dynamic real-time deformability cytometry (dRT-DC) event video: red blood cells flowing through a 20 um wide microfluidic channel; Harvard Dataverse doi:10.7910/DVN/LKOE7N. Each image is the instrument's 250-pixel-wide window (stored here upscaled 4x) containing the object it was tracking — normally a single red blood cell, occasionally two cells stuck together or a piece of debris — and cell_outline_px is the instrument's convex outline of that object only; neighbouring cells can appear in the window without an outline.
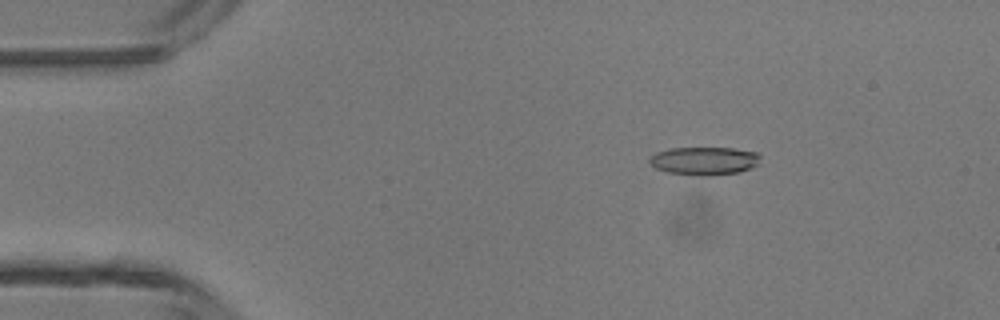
{"species": "common noctule bat (a hibernating species)", "species_latin": "Nyctalus noctula", "temperature_condition": "room temperature", "stored_images_in_passage": 48, "camera_frame_rate_fps": 3000, "um_per_image_px": 0.085, "animal": {"sex": "male", "body_mass_g": 13.3}, "frame": {"image": 1, "passage_image": 8, "time_ms": 2.333, "image_size_px": [1000, 320], "cell_outline_px": [[760, 164], [740, 172], [712, 176], [696, 176], [668, 172], [656, 168], [648, 160], [648, 156], [656, 152], [668, 148], [732, 148], [756, 152], [760, 156]], "centroid_in_image_um": [59.86, 13.68], "position_along_channel_um": 25.1, "area_um2": 18.44}}
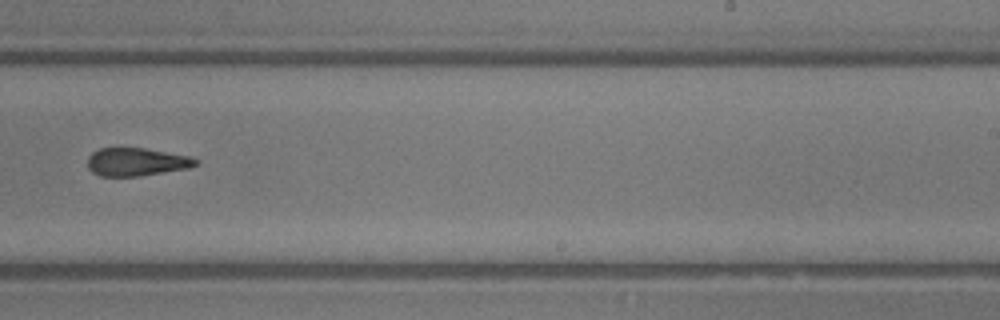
{"frame": {"image": 2, "passage_image": 30, "time_ms": 9.667, "image_size_px": [1000, 320], "cell_outline_px": [[200, 164], [188, 168], [140, 176], [100, 176], [92, 172], [88, 168], [88, 156], [92, 152], [100, 148], [144, 148], [188, 156], [200, 160]], "centroid_in_image_um": [11.6, 13.76], "position_along_channel_um": 277.4, "area_um2": 17.69}}
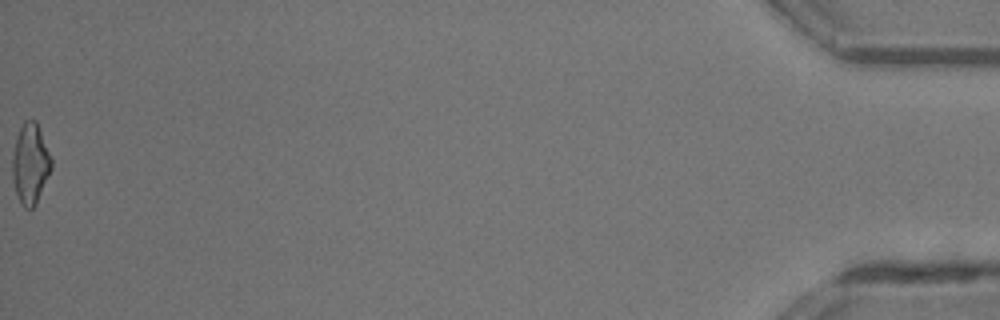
{"frame": {"image": 3, "passage_image": 48, "time_ms": 15.667, "image_size_px": [1000, 320], "cell_outline_px": [[52, 168], [36, 204], [32, 208], [24, 208], [20, 204], [16, 192], [12, 176], [12, 156], [16, 136], [24, 120], [36, 120], [52, 160]], "centroid_in_image_um": [2.57, 13.92], "position_along_channel_um": 432.6, "area_um2": 18.26}, "authors_computed_cell_mechanics": {"area_um2": 18.2648, "velocity_mm_per_s": 4.3799, "shape_relaxation_time_tau1_ms": 5.7228, "shape_relaxation_time_tau2_ms": 3.146, "deformation_change_tau1": 0.1678, "deformation_change_tau2": 0.1353}}